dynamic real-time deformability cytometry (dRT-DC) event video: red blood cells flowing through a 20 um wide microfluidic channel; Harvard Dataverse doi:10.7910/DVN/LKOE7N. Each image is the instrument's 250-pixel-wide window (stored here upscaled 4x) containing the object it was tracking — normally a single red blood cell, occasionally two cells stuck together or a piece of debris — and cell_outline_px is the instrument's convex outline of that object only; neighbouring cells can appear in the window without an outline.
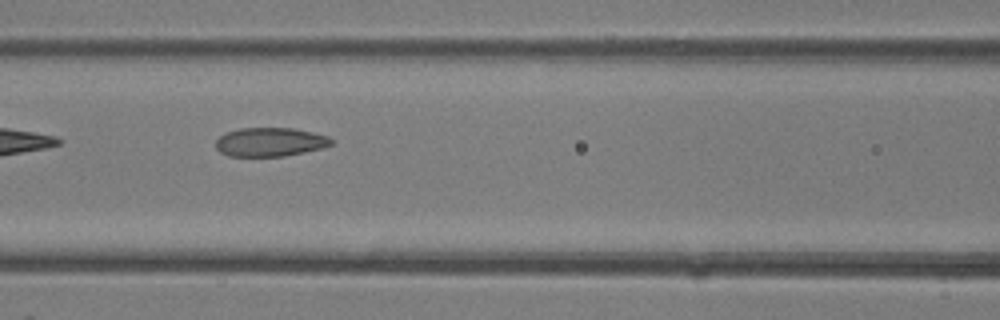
{"species": "common noctule bat (a hibernating species)", "species_latin": "Nyctalus noctula", "temperature_condition": "room temperature", "stored_images_in_passage": 10, "camera_frame_rate_fps": 3000, "um_per_image_px": 0.085, "animal": {"sex": "female"}, "frame": {"image": 1, "passage_image": 5, "time_ms": 1.333, "image_size_px": [1000, 320], "cell_outline_px": [[336, 140], [332, 144], [324, 148], [284, 156], [228, 156], [220, 152], [216, 148], [216, 140], [220, 136], [228, 132], [240, 128], [292, 128], [312, 132], [328, 136]], "centroid_in_image_um": [22.99, 12.07], "position_along_channel_um": 143.6, "area_um2": 19.48}}
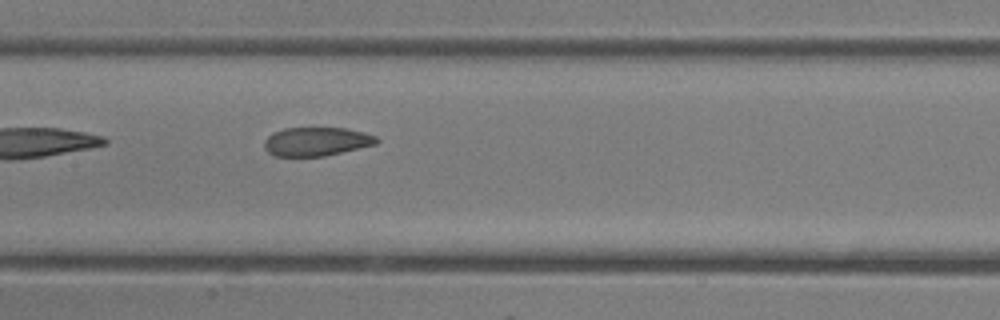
{"frame": {"image": 2, "passage_image": 7, "time_ms": 2.0, "image_size_px": [1000, 320], "cell_outline_px": [[380, 140], [376, 144], [324, 156], [272, 156], [264, 148], [264, 140], [272, 132], [284, 128], [344, 128], [364, 132], [376, 136]], "centroid_in_image_um": [26.87, 12.03], "position_along_channel_um": 180.5, "area_um2": 18.84}}